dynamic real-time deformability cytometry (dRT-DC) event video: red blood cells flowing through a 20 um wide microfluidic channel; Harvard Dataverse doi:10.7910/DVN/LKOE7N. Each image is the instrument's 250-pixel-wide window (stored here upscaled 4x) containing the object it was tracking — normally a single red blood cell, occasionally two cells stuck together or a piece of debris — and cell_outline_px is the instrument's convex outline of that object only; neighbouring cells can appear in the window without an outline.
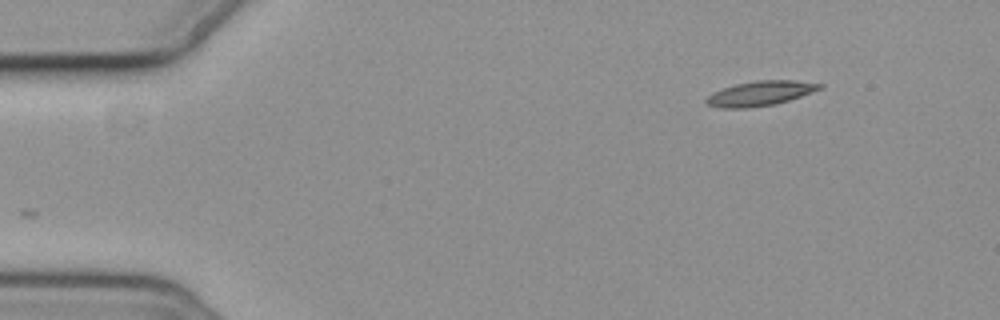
{"species": "common noctule bat (a hibernating species)", "species_latin": "Nyctalus noctula", "temperature_condition": "cold", "stored_images_in_passage": 4, "camera_frame_rate_fps": 3000, "um_per_image_px": 0.085, "animal": {"sex": "female", "body_mass_g": 19.3, "forearm_length_mm": 54.1}, "frame": {"image": 1, "passage_image": 1, "time_ms": 0.0, "image_size_px": [1000, 320], "cell_outline_px": [[824, 88], [788, 100], [772, 104], [744, 108], [720, 108], [708, 104], [704, 100], [712, 92], [736, 84], [756, 80], [796, 80], [824, 84]], "centroid_in_image_um": [64.63, 7.92], "position_along_channel_um": 20.4, "area_um2": 16.18}}
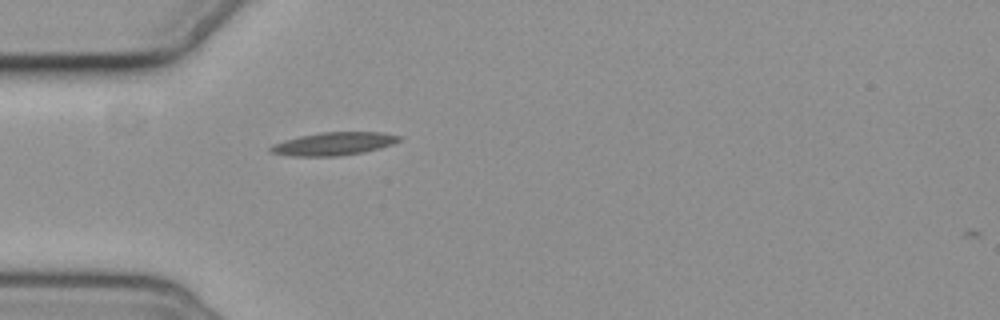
{"frame": {"image": 2, "passage_image": 4, "time_ms": 3.333, "image_size_px": [1000, 320], "cell_outline_px": [[400, 140], [392, 144], [380, 148], [364, 152], [340, 156], [288, 156], [272, 152], [268, 148], [272, 144], [284, 140], [300, 136], [320, 132], [384, 132], [400, 136]], "centroid_in_image_um": [28.35, 12.22], "position_along_channel_um": 56.6, "area_um2": 17.28}}